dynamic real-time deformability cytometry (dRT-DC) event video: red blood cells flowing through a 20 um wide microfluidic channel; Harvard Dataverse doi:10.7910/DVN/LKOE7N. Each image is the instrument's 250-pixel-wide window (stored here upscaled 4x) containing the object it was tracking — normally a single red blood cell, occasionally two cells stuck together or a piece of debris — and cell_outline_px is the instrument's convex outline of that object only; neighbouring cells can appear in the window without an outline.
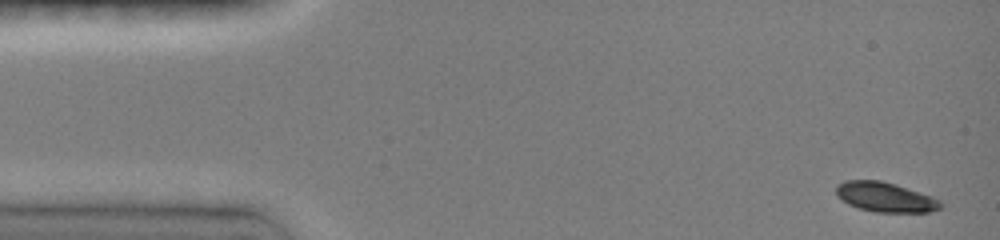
{"species": "common noctule bat (a hibernating species)", "species_latin": "Nyctalus noctula", "temperature_condition": "room temperature", "stored_images_in_passage": 24, "camera_frame_rate_fps": 3000, "um_per_image_px": 0.085, "animal": {"sex": "female", "body_mass_g": 19.0, "forearm_length_mm": 51.5}, "frame": {"image": 1, "passage_image": 1, "time_ms": 0.0, "image_size_px": [1000, 240], "cell_outline_px": [[944, 204], [940, 208], [928, 212], [876, 212], [860, 208], [848, 204], [836, 196], [836, 184], [844, 180], [880, 180], [896, 184], [932, 196], [940, 200]], "centroid_in_image_um": [75.24, 16.74], "position_along_channel_um": 9.8, "area_um2": 18.21}}
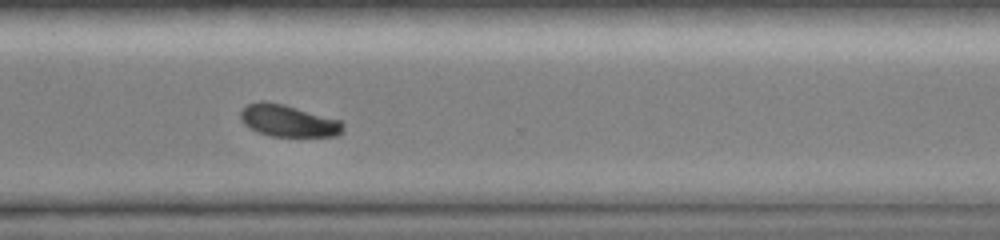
{"frame": {"image": 2, "passage_image": 18, "time_ms": 11.0, "image_size_px": [1000, 240], "cell_outline_px": [[344, 132], [336, 136], [272, 136], [248, 128], [244, 124], [240, 116], [240, 112], [248, 104], [260, 100], [284, 104], [340, 120], [344, 124]], "centroid_in_image_um": [24.51, 10.26], "position_along_channel_um": 346.1, "area_um2": 19.02}}
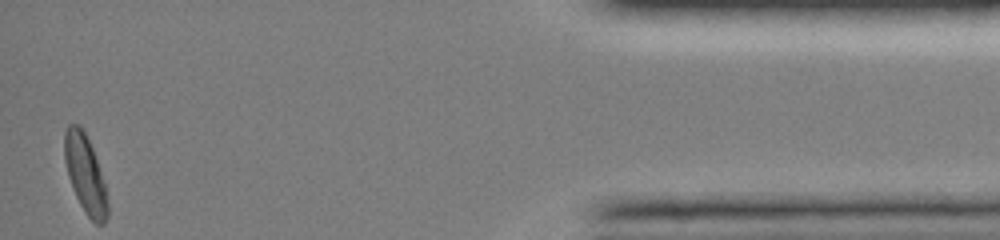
{"frame": {"image": 3, "passage_image": 24, "time_ms": 14.667, "image_size_px": [1000, 240], "cell_outline_px": [[108, 216], [104, 224], [96, 224], [84, 212], [72, 188], [68, 176], [64, 160], [64, 132], [68, 124], [80, 124], [92, 148], [104, 184], [108, 204]], "centroid_in_image_um": [7.22, 14.8], "position_along_channel_um": 428.0, "area_um2": 19.42}, "authors_computed_cell_mechanics": {"area_um2": 19.7387, "velocity_mm_per_s": 4.0789, "shape_relaxation_time_tau1_ms": 2.0185, "shape_relaxation_time_tau2_ms": null, "deformation_change_tau1": 0.1135, "deformation_change_tau2": null}}